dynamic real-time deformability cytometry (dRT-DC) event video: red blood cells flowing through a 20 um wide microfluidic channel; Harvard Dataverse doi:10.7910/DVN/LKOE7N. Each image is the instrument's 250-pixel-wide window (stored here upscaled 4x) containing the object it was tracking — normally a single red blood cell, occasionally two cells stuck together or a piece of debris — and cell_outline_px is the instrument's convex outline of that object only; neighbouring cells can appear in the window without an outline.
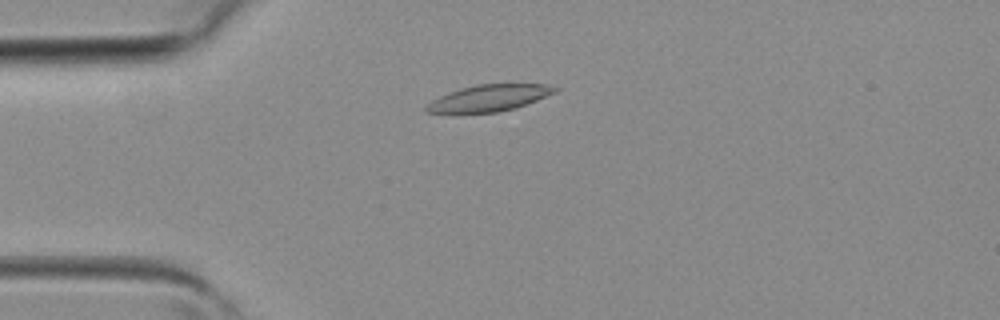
{"species": "common noctule bat (a hibernating species)", "species_latin": "Nyctalus noctula", "temperature_condition": "room temperature", "stored_images_in_passage": 3, "camera_frame_rate_fps": 3000, "um_per_image_px": 0.085, "animal": {"sex": "female", "body_mass_g": 19.3, "forearm_length_mm": 54.1}, "frame": {"image": 1, "passage_image": 3, "time_ms": 0.667, "image_size_px": [1000, 320], "cell_outline_px": [[560, 88], [556, 92], [516, 108], [496, 112], [424, 112], [424, 108], [432, 100], [448, 92], [460, 88], [476, 84], [548, 84]], "centroid_in_image_um": [41.59, 8.31], "position_along_channel_um": 43.4, "area_um2": 19.65}}